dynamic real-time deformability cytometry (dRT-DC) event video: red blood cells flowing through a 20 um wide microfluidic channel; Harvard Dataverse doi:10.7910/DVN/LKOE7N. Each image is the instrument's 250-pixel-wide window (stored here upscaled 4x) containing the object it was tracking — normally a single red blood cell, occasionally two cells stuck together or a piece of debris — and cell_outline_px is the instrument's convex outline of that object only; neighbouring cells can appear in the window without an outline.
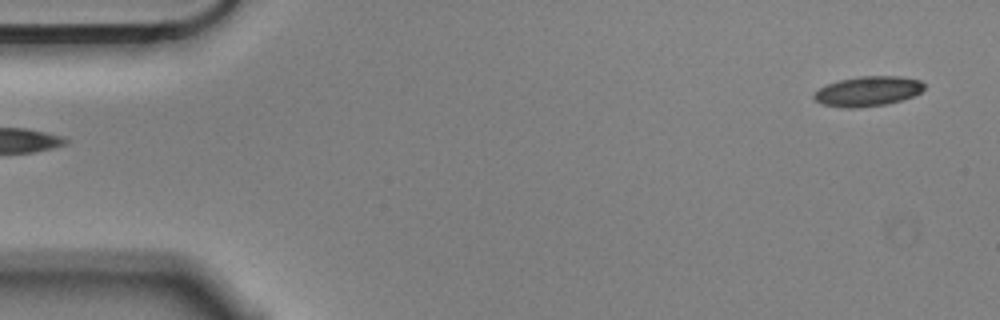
{"species": "Egyptian fruit bat (a non-hibernating species)", "species_latin": "Rousettus aegyptiacus", "temperature_condition": "cold", "stored_images_in_passage": 5, "segment_of_instrument_passage": [2, 2], "camera_frame_rate_fps": 3000, "um_per_image_px": 0.085, "animal": {"sex": "male"}, "frame": {"image": 1, "passage_image": 5, "time_ms": 1.333, "image_size_px": [1000, 320], "cell_outline_px": [[924, 88], [920, 92], [912, 96], [900, 100], [884, 104], [856, 108], [844, 108], [820, 104], [812, 96], [820, 88], [828, 84], [840, 80], [860, 76], [900, 76], [920, 80], [924, 84]], "centroid_in_image_um": [73.75, 7.75], "position_along_channel_um": 11.2, "area_um2": 19.02}}